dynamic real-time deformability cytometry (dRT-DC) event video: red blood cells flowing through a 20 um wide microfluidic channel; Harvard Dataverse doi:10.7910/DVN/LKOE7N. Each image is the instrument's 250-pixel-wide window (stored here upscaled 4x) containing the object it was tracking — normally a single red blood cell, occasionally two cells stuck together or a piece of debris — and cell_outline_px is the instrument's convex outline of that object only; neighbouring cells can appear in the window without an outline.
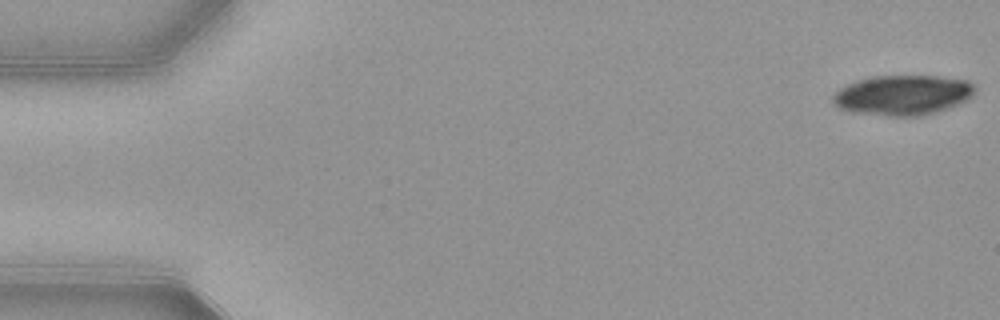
{"species": "common noctule bat (a hibernating species)", "species_latin": "Nyctalus noctula", "temperature_condition": "warm", "stored_images_in_passage": 52, "camera_frame_rate_fps": 3000, "um_per_image_px": 0.085, "animal": {"sex": "female", "body_mass_g": 21.9}, "frame": {"image": 1, "passage_image": 1, "time_ms": 0.0, "image_size_px": [1000, 320], "cell_outline_px": [[976, 88], [972, 96], [948, 108], [924, 116], [888, 116], [852, 112], [840, 108], [832, 104], [832, 96], [840, 88], [856, 80], [872, 76], [940, 76], [968, 80]], "centroid_in_image_um": [76.71, 8.08], "position_along_channel_um": 8.3, "area_um2": 33.23}}